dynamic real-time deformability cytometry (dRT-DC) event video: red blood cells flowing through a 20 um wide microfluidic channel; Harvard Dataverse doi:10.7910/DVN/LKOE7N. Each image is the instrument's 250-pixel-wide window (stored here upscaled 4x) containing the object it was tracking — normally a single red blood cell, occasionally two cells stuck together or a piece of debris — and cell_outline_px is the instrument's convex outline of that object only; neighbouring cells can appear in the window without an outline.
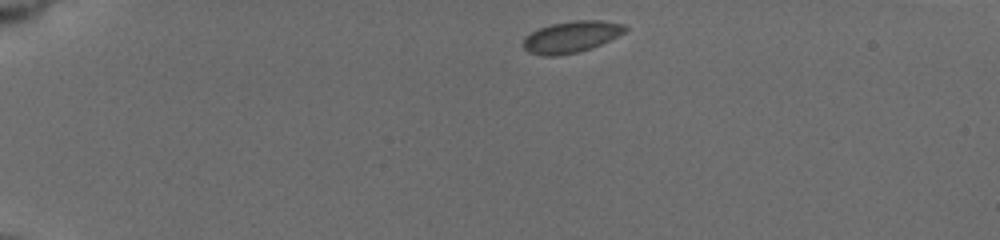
{"species": "common noctule bat (a hibernating species)", "species_latin": "Nyctalus noctula", "temperature_condition": "cold", "stored_images_in_passage": 32, "camera_frame_rate_fps": 3000, "um_per_image_px": 0.085, "animal": {"sex": "female", "body_mass_g": 19.5, "forearm_length_mm": 54.1}, "frame": {"image": 1, "passage_image": 1, "time_ms": 0.0, "image_size_px": [1000, 240], "cell_outline_px": [[628, 28], [624, 32], [592, 48], [576, 52], [556, 56], [544, 56], [528, 52], [520, 44], [524, 36], [540, 28], [552, 24], [576, 20], [600, 20], [624, 24]], "centroid_in_image_um": [48.51, 3.13], "position_along_channel_um": 36.5, "area_um2": 18.61}}
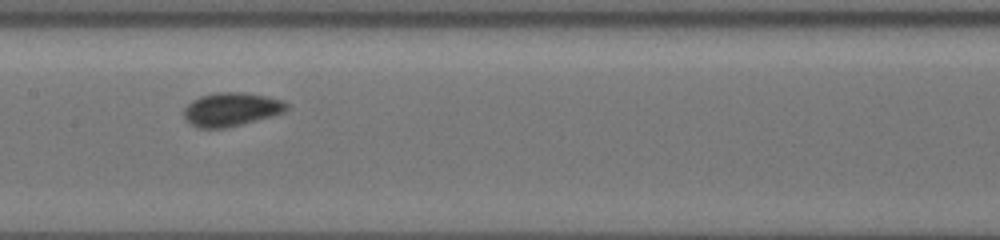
{"frame": {"image": 2, "passage_image": 14, "time_ms": 6.0, "image_size_px": [1000, 240], "cell_outline_px": [[288, 108], [284, 112], [272, 116], [224, 128], [200, 128], [192, 124], [184, 116], [184, 108], [192, 100], [200, 96], [216, 92], [240, 92], [264, 96], [284, 100], [288, 104]], "centroid_in_image_um": [19.67, 9.28], "position_along_channel_um": 187.7, "area_um2": 19.88}}
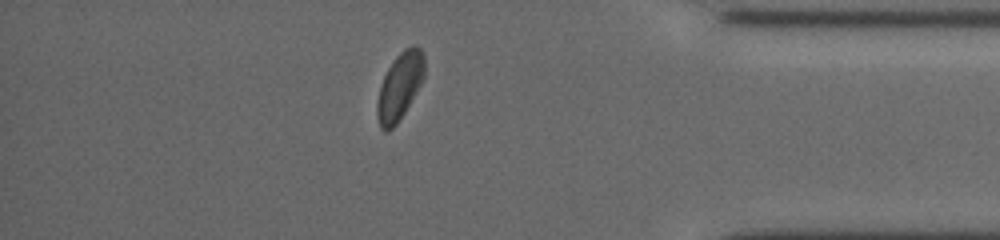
{"frame": {"image": 3, "passage_image": 28, "time_ms": 12.333, "image_size_px": [1000, 240], "cell_outline_px": [[424, 76], [420, 84], [404, 112], [396, 124], [388, 132], [384, 132], [380, 128], [376, 116], [376, 104], [380, 88], [384, 76], [388, 68], [396, 56], [404, 48], [420, 48], [424, 52]], "centroid_in_image_um": [33.94, 7.37], "position_along_channel_um": 401.3, "area_um2": 18.15}, "authors_computed_cell_mechanics": {"area_um2": 18.6694, "velocity_mm_per_s": 3.7127, "shape_relaxation_time_tau1_ms": 1.7599, "shape_relaxation_time_tau2_ms": null, "deformation_change_tau1": 0.0559, "deformation_change_tau2": null}}